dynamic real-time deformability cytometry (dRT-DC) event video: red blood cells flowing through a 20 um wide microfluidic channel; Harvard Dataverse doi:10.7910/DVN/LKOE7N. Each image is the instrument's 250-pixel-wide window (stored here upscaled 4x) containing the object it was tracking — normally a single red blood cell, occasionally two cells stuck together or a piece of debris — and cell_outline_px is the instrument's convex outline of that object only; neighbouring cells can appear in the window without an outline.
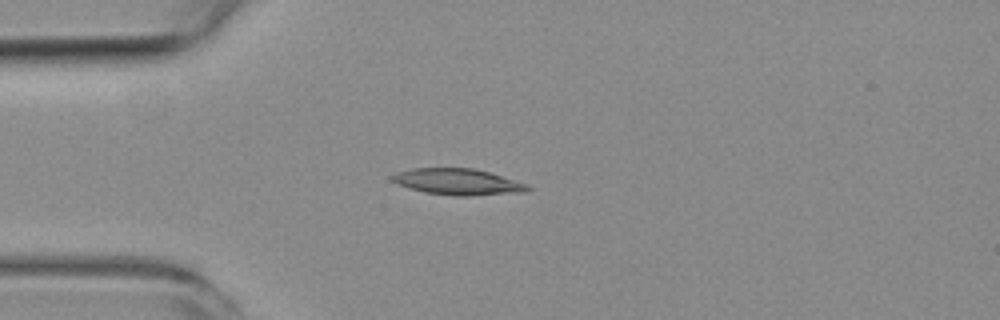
{"species": "common noctule bat (a hibernating species)", "species_latin": "Nyctalus noctula", "temperature_condition": "room temperature", "stored_images_in_passage": 3, "camera_frame_rate_fps": 3000, "um_per_image_px": 0.085, "animal": {"sex": "female", "body_mass_g": 19.3, "forearm_length_mm": 54.1}, "frame": {"image": 1, "passage_image": 3, "time_ms": 2.333, "image_size_px": [1000, 320], "cell_outline_px": [[532, 188], [528, 192], [472, 196], [452, 196], [424, 192], [408, 188], [396, 184], [388, 176], [396, 172], [412, 168], [472, 168], [488, 172], [528, 184]], "centroid_in_image_um": [38.89, 15.46], "position_along_channel_um": 46.1, "area_um2": 21.04}}